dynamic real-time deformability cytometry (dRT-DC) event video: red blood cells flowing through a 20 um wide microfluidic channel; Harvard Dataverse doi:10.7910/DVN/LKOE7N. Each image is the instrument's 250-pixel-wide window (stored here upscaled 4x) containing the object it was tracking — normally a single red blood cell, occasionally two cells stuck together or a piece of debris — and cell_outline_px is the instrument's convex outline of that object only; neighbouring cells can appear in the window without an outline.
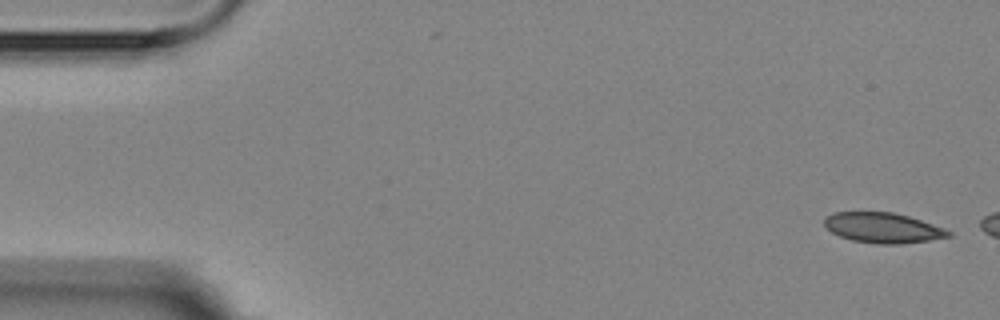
{"species": "Egyptian fruit bat (a non-hibernating species)", "species_latin": "Rousettus aegyptiacus", "temperature_condition": "room temperature", "stored_images_in_passage": 3, "camera_frame_rate_fps": 3000, "um_per_image_px": 0.085, "animal": {"sex": "female"}, "frame": {"image": 1, "passage_image": 1, "time_ms": 0.0, "image_size_px": [1000, 320], "cell_outline_px": [[952, 236], [928, 240], [900, 244], [876, 244], [852, 240], [840, 236], [832, 232], [824, 224], [824, 216], [832, 212], [892, 212], [908, 216], [944, 228], [952, 232]], "centroid_in_image_um": [75.02, 19.36], "position_along_channel_um": 10.0, "area_um2": 21.79}}